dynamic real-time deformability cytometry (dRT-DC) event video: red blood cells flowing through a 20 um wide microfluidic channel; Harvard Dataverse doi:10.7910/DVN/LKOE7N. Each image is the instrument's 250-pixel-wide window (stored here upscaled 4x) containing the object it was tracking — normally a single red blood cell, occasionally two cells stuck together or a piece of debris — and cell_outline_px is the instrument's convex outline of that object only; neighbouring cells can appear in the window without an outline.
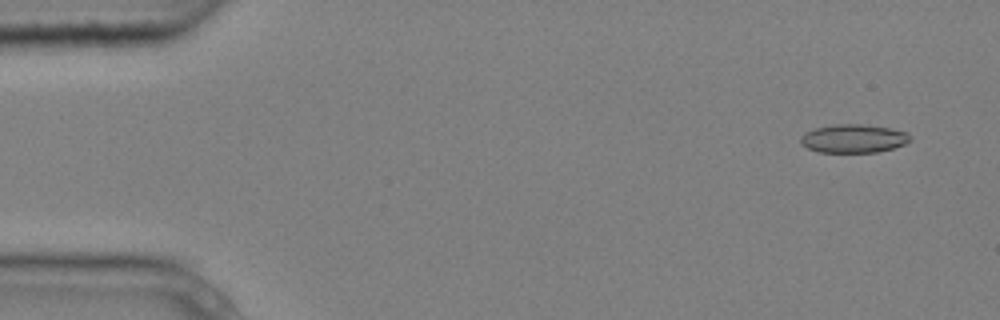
{"species": "common noctule bat (a hibernating species)", "species_latin": "Nyctalus noctula", "temperature_condition": "cold", "stored_images_in_passage": 9, "camera_frame_rate_fps": 3000, "um_per_image_px": 0.085, "animal": {"sex": "male", "body_mass_g": 20.4}, "frame": {"image": 1, "passage_image": 2, "time_ms": 0.333, "image_size_px": [1000, 320], "cell_outline_px": [[912, 140], [904, 144], [892, 148], [876, 152], [820, 152], [808, 148], [800, 144], [800, 136], [804, 132], [816, 128], [836, 124], [860, 124], [892, 128], [908, 132], [912, 136]], "centroid_in_image_um": [72.56, 11.77], "position_along_channel_um": 12.4, "area_um2": 18.26}}
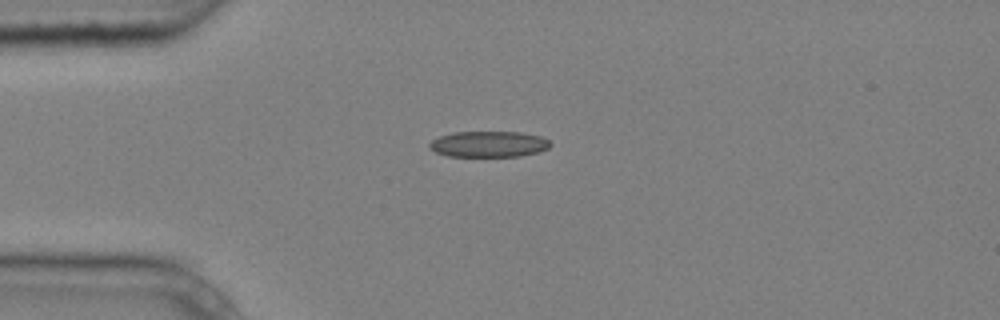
{"frame": {"image": 2, "passage_image": 4, "time_ms": 1.0, "image_size_px": [1000, 320], "cell_outline_px": [[552, 144], [548, 148], [540, 152], [520, 156], [448, 156], [436, 152], [428, 148], [428, 144], [432, 140], [440, 136], [452, 132], [520, 132], [540, 136], [548, 140]], "centroid_in_image_um": [41.54, 12.25], "position_along_channel_um": 43.5, "area_um2": 18.32}}
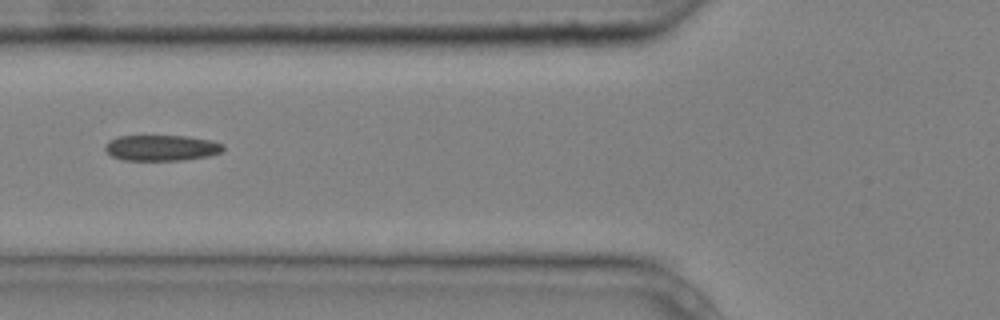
{"frame": {"image": 3, "passage_image": 6, "time_ms": 1.667, "image_size_px": [1000, 320], "cell_outline_px": [[224, 148], [220, 152], [208, 156], [184, 160], [124, 160], [112, 156], [104, 148], [108, 140], [120, 136], [184, 136], [208, 140], [224, 144]], "centroid_in_image_um": [13.71, 12.57], "position_along_channel_um": 112.1, "area_um2": 17.57}}